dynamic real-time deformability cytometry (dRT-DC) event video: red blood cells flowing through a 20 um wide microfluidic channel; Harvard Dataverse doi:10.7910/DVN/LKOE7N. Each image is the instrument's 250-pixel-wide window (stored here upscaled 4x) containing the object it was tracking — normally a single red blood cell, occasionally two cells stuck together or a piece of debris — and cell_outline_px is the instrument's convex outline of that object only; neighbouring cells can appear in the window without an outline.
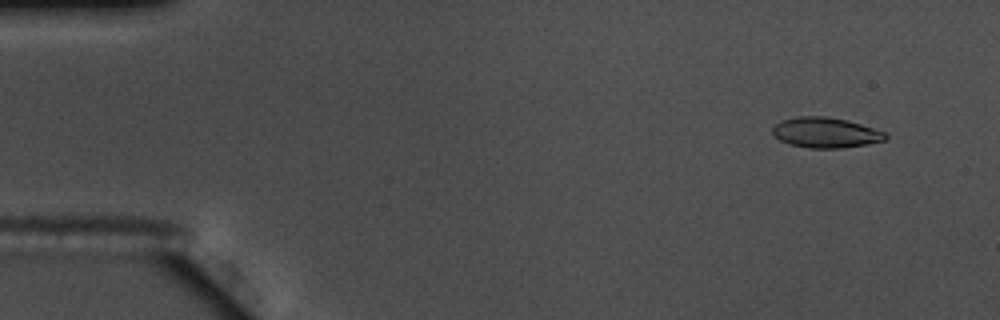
{"species": "common noctule bat (a hibernating species)", "species_latin": "Nyctalus noctula", "temperature_condition": "warm", "stored_images_in_passage": 56, "camera_frame_rate_fps": 3000, "um_per_image_px": 0.085, "animal": {"sex": "male", "body_mass_g": 17.5, "forearm_length_mm": 52.3}, "frame": {"image": 1, "passage_image": 5, "time_ms": 1.333, "image_size_px": [1000, 320], "cell_outline_px": [[888, 136], [884, 140], [868, 144], [844, 148], [808, 148], [788, 144], [780, 140], [772, 132], [772, 128], [780, 120], [796, 116], [828, 116], [848, 120], [884, 132]], "centroid_in_image_um": [70.15, 11.27], "position_along_channel_um": 14.9, "area_um2": 20.06}}
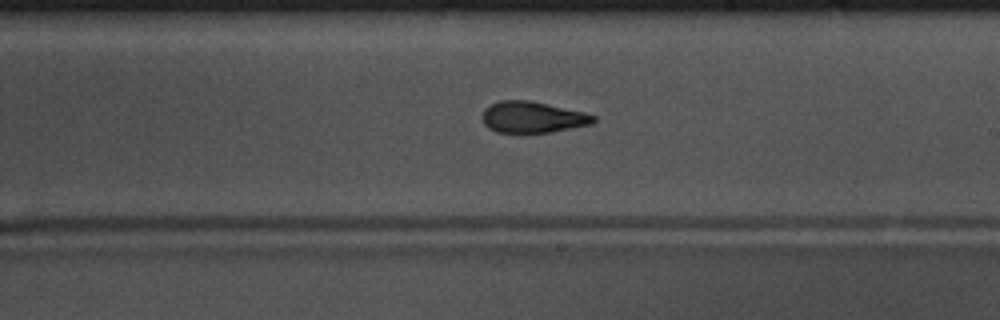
{"frame": {"image": 2, "passage_image": 33, "time_ms": 10.667, "image_size_px": [1000, 320], "cell_outline_px": [[596, 120], [592, 124], [552, 132], [496, 132], [488, 128], [484, 124], [480, 116], [484, 108], [500, 100], [532, 100], [584, 112], [596, 116]], "centroid_in_image_um": [45.25, 9.95], "position_along_channel_um": 243.7, "area_um2": 20.46}}
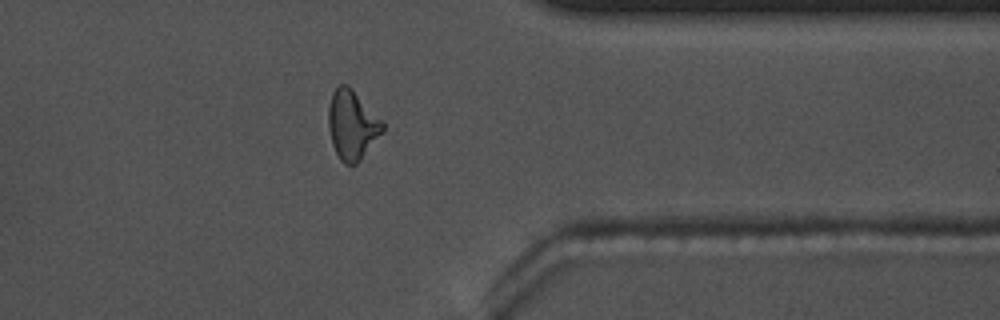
{"frame": {"image": 3, "passage_image": 45, "time_ms": 14.667, "image_size_px": [1000, 320], "cell_outline_px": [[384, 132], [360, 160], [356, 164], [344, 164], [340, 160], [332, 144], [328, 128], [328, 108], [332, 92], [340, 84], [348, 84], [352, 88], [384, 124]], "centroid_in_image_um": [29.91, 10.62], "position_along_channel_um": 381.5, "area_um2": 21.79}}